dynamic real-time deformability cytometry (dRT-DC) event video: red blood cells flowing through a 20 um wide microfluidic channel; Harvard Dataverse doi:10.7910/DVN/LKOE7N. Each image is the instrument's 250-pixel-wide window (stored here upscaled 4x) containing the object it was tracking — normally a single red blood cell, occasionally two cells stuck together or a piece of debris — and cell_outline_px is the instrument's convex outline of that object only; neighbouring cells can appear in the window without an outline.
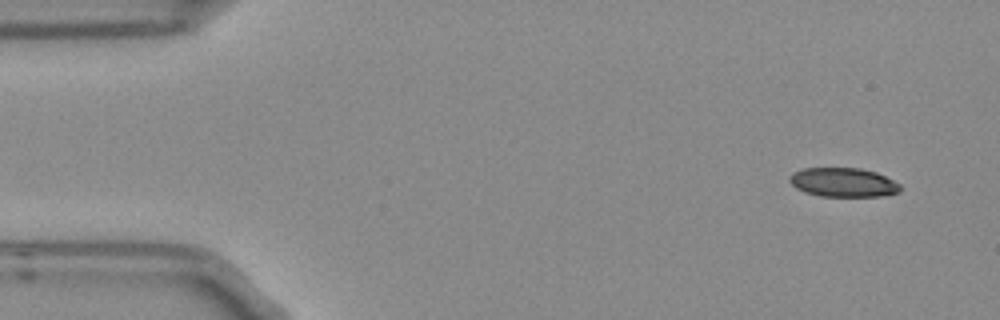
{"species": "Egyptian fruit bat (a non-hibernating species)", "species_latin": "Rousettus aegyptiacus", "temperature_condition": "room temperature", "stored_images_in_passage": 4, "camera_frame_rate_fps": 3000, "um_per_image_px": 0.085, "frame": {"image": 1, "passage_image": 1, "time_ms": 0.0, "image_size_px": [1000, 320], "cell_outline_px": [[900, 192], [880, 196], [820, 196], [804, 192], [796, 188], [788, 180], [788, 176], [792, 172], [804, 168], [860, 168], [876, 172], [900, 184]], "centroid_in_image_um": [71.63, 15.5], "position_along_channel_um": 13.4, "area_um2": 18.79}}
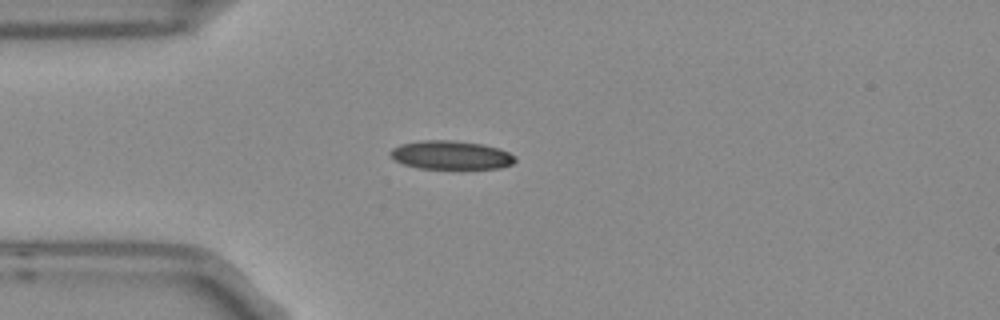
{"frame": {"image": 2, "passage_image": 4, "time_ms": 1.0, "image_size_px": [1000, 320], "cell_outline_px": [[516, 160], [512, 164], [500, 168], [420, 168], [404, 164], [396, 160], [388, 152], [392, 148], [400, 144], [420, 140], [452, 140], [480, 144], [500, 148], [516, 156]], "centroid_in_image_um": [38.34, 13.17], "position_along_channel_um": 46.7, "area_um2": 20.69}}